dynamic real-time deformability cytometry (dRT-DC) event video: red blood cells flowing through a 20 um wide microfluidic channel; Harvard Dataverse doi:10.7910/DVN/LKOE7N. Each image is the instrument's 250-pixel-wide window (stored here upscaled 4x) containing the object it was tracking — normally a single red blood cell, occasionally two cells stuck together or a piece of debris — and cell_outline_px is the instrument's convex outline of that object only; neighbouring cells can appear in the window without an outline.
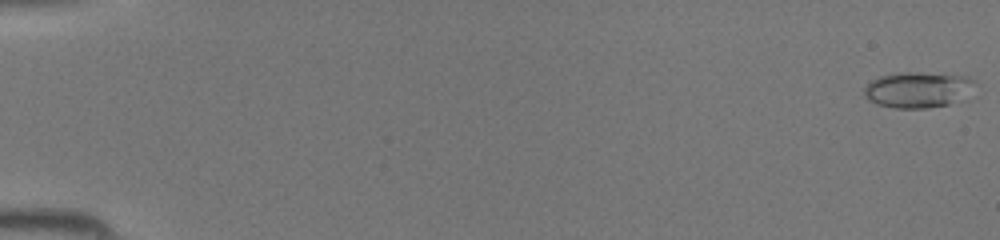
{"species": "common noctule bat (a hibernating species)", "species_latin": "Nyctalus noctula", "temperature_condition": "room temperature", "stored_images_in_passage": 44, "camera_frame_rate_fps": 3000, "um_per_image_px": 0.085, "animal": {"sex": "female", "body_mass_g": 19.5, "forearm_length_mm": 54.1}, "frame": {"image": 1, "passage_image": 1, "time_ms": 0.0, "image_size_px": [1000, 240], "cell_outline_px": [[976, 80], [948, 104], [928, 108], [896, 108], [876, 104], [868, 100], [864, 96], [864, 88], [872, 80], [880, 76], [900, 72], [916, 72], [968, 76]], "centroid_in_image_um": [77.86, 7.61], "position_along_channel_um": 7.1, "area_um2": 22.25}}
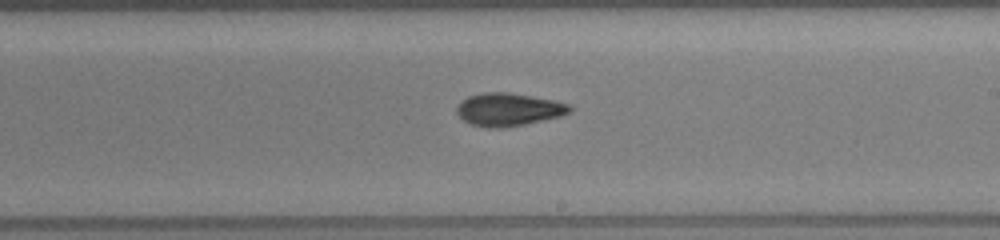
{"frame": {"image": 2, "passage_image": 27, "time_ms": 8.667, "image_size_px": [1000, 240], "cell_outline_px": [[572, 108], [568, 112], [560, 116], [524, 124], [500, 128], [488, 128], [472, 124], [464, 120], [456, 112], [456, 108], [460, 100], [468, 96], [484, 92], [512, 92], [556, 100], [572, 104]], "centroid_in_image_um": [43.22, 9.28], "position_along_channel_um": 245.8, "area_um2": 21.79}}
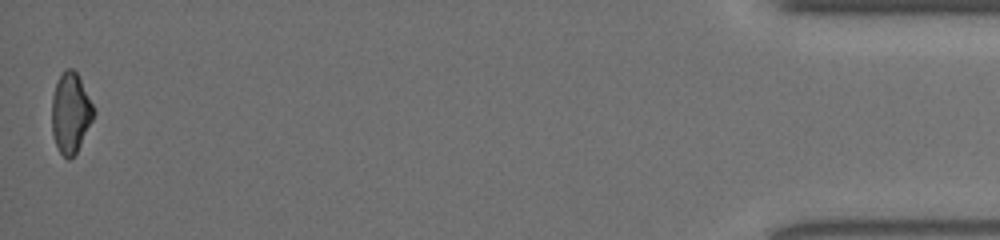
{"frame": {"image": 3, "passage_image": 44, "time_ms": 14.333, "image_size_px": [1000, 240], "cell_outline_px": [[96, 112], [76, 152], [68, 160], [60, 152], [56, 144], [52, 132], [52, 96], [56, 84], [60, 76], [68, 68], [72, 68], [76, 72], [96, 108]], "centroid_in_image_um": [6.01, 9.59], "position_along_channel_um": 429.2, "area_um2": 19.31}}